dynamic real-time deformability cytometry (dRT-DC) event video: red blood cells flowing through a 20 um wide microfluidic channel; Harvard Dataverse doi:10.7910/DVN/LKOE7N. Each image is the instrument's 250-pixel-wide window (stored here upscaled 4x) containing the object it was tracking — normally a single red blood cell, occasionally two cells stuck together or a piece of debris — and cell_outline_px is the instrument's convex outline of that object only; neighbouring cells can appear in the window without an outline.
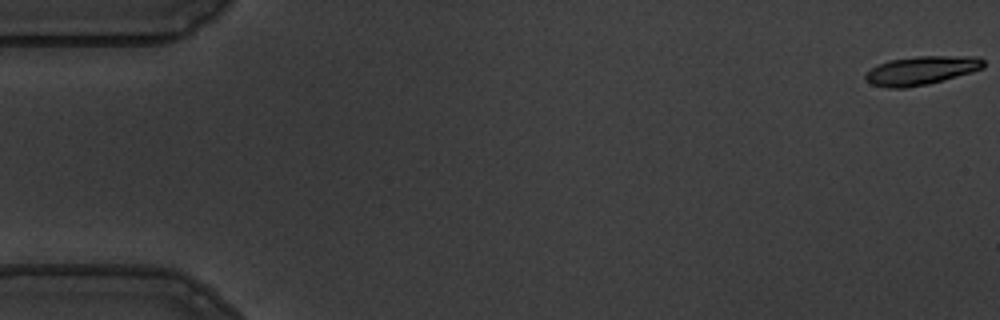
{"species": "common noctule bat (a hibernating species)", "species_latin": "Nyctalus noctula", "temperature_condition": "warm", "stored_images_in_passage": 56, "camera_frame_rate_fps": 3000, "um_per_image_px": 0.085, "animal": {"sex": "male", "body_mass_g": 19.5, "forearm_length_mm": 54.6}, "frame": {"image": 1, "passage_image": 1, "time_ms": 0.0, "image_size_px": [1000, 320], "cell_outline_px": [[984, 68], [972, 72], [928, 84], [904, 88], [888, 88], [872, 84], [864, 80], [864, 76], [872, 68], [888, 60], [916, 56], [980, 56], [984, 60]], "centroid_in_image_um": [78.33, 5.98], "position_along_channel_um": 6.7, "area_um2": 19.77}}
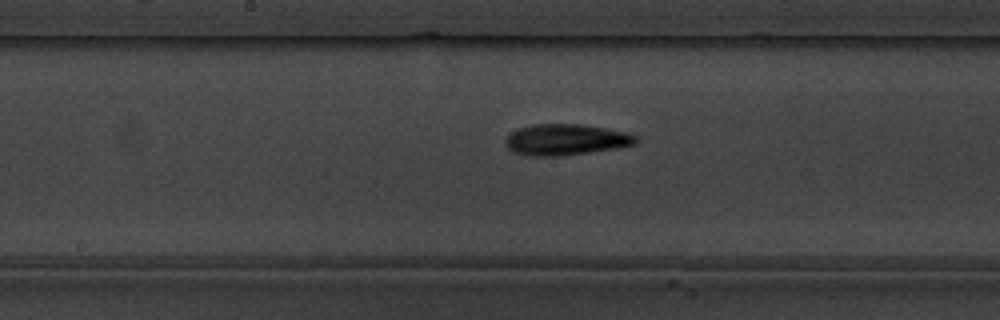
{"frame": {"image": 2, "passage_image": 29, "time_ms": 9.333, "image_size_px": [1000, 320], "cell_outline_px": [[636, 144], [616, 148], [560, 156], [532, 156], [512, 152], [508, 148], [504, 140], [512, 132], [520, 128], [532, 124], [580, 124], [628, 132], [636, 136]], "centroid_in_image_um": [48.08, 11.87], "position_along_channel_um": 200.1, "area_um2": 23.47}}
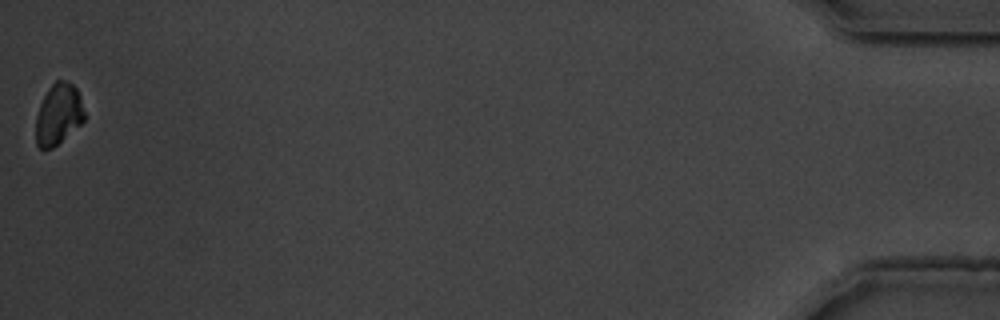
{"frame": {"image": 3, "passage_image": 56, "time_ms": 18.333, "image_size_px": [1000, 320], "cell_outline_px": [[84, 120], [80, 124], [52, 148], [40, 148], [36, 144], [36, 116], [40, 104], [48, 88], [56, 80], [64, 80], [72, 84], [76, 88], [80, 96], [84, 112]], "centroid_in_image_um": [4.95, 9.69], "position_along_channel_um": 430.2, "area_um2": 16.99}, "authors_computed_cell_mechanics": {"area_um2": 20.6346, "velocity_mm_per_s": 3.6384, "shape_relaxation_time_tau1_ms": 3.1545, "shape_relaxation_time_tau2_ms": 2.1971, "deformation_change_tau1": 0.1447, "deformation_change_tau2": 0.0719}}